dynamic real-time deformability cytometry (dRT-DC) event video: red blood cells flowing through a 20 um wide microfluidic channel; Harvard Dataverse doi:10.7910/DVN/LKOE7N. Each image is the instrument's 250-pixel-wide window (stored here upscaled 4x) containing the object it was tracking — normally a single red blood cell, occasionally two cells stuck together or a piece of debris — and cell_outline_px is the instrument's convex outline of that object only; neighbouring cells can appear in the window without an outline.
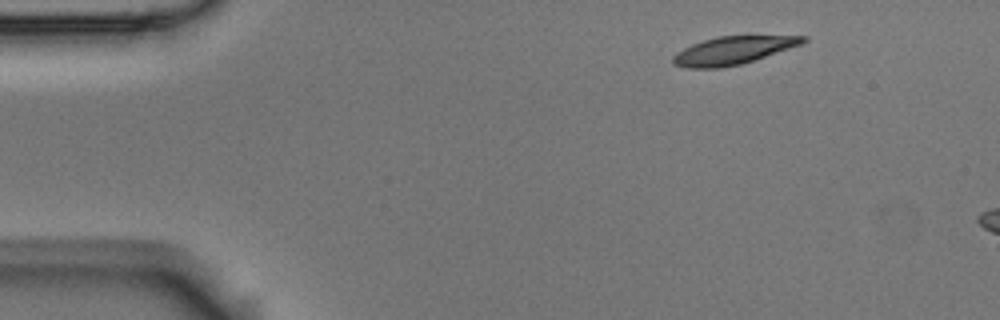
{"species": "Egyptian fruit bat (a non-hibernating species)", "species_latin": "Rousettus aegyptiacus", "temperature_condition": "room temperature", "stored_images_in_passage": 3, "camera_frame_rate_fps": 3000, "um_per_image_px": 0.085, "animal": {"sex": "male"}, "frame": {"image": 1, "passage_image": 1, "time_ms": 0.0, "image_size_px": [1000, 320], "cell_outline_px": [[808, 40], [800, 44], [740, 64], [720, 68], [684, 68], [672, 64], [672, 56], [676, 52], [692, 44], [716, 36], [808, 36]], "centroid_in_image_um": [62.21, 4.29], "position_along_channel_um": 22.8, "area_um2": 20.81}}